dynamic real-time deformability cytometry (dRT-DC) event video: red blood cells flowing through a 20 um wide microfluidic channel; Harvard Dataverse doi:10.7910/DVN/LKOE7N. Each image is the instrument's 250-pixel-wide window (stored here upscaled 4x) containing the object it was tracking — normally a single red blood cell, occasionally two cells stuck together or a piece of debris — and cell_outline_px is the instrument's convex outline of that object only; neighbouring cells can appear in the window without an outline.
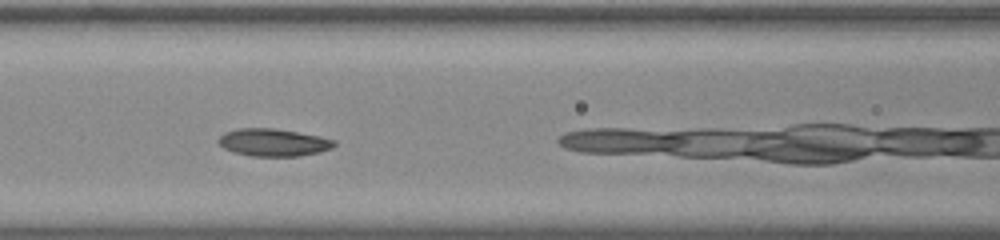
{"species": "common noctule bat (a hibernating species)", "species_latin": "Nyctalus noctula", "temperature_condition": "room temperature", "stored_images_in_passage": 24, "camera_frame_rate_fps": 3000, "um_per_image_px": 0.085, "animal": {"sex": "male", "body_mass_g": 20.0, "forearm_length_mm": 53.3}, "frame": {"image": 1, "passage_image": 4, "time_ms": 1.0, "image_size_px": [1000, 240], "cell_outline_px": [[336, 144], [332, 148], [320, 152], [300, 156], [252, 156], [232, 152], [224, 148], [216, 140], [224, 132], [236, 128], [272, 128], [296, 132], [336, 140]], "centroid_in_image_um": [23.2, 12.11], "position_along_channel_um": 143.4, "area_um2": 18.55}}
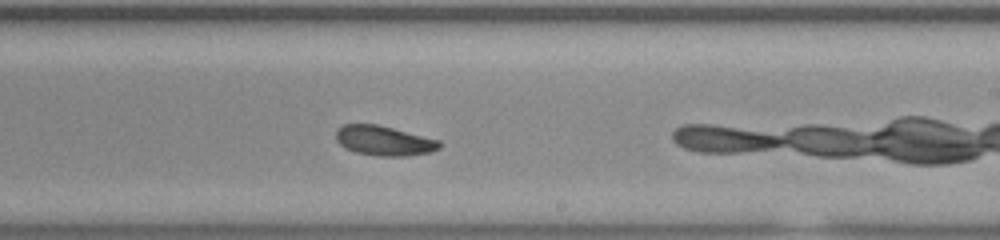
{"frame": {"image": 2, "passage_image": 13, "time_ms": 4.0, "image_size_px": [1000, 240], "cell_outline_px": [[444, 144], [440, 148], [432, 152], [404, 156], [380, 156], [356, 152], [344, 148], [336, 140], [336, 132], [344, 124], [376, 124], [440, 140]], "centroid_in_image_um": [32.67, 11.97], "position_along_channel_um": 256.3, "area_um2": 17.92}}
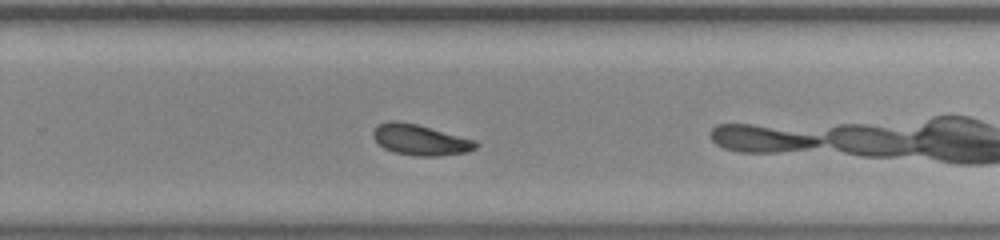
{"frame": {"image": 3, "passage_image": 16, "time_ms": 5.0, "image_size_px": [1000, 240], "cell_outline_px": [[480, 144], [476, 148], [468, 152], [440, 156], [416, 156], [392, 152], [384, 148], [372, 136], [372, 132], [380, 124], [388, 120], [396, 120], [416, 124], [476, 140]], "centroid_in_image_um": [35.74, 11.9], "position_along_channel_um": 294.1, "area_um2": 18.44}}